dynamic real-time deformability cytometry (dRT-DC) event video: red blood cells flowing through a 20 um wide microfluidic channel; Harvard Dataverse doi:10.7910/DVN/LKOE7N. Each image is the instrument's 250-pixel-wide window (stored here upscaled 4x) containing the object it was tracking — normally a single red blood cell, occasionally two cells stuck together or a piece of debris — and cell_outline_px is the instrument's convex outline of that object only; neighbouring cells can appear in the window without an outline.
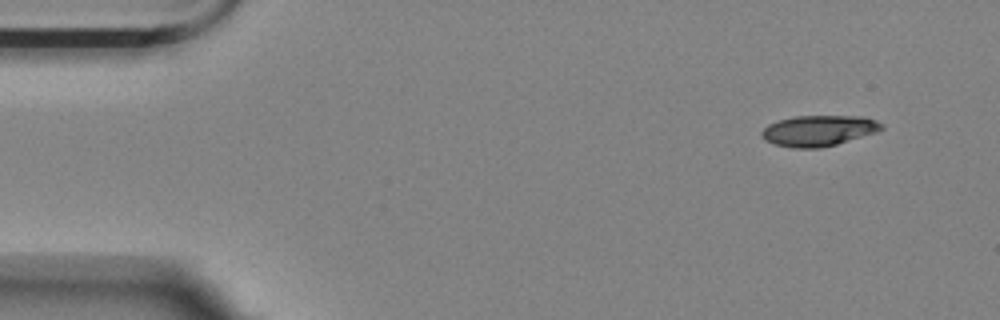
{"species": "Egyptian fruit bat (a non-hibernating species)", "species_latin": "Rousettus aegyptiacus", "temperature_condition": "room temperature", "stored_images_in_passage": 11, "camera_frame_rate_fps": 3000, "um_per_image_px": 0.085, "animal": {"sex": "female"}, "frame": {"image": 1, "passage_image": 1, "time_ms": 0.0, "image_size_px": [1000, 320], "cell_outline_px": [[884, 128], [876, 132], [836, 144], [820, 148], [792, 148], [776, 144], [764, 140], [760, 136], [760, 132], [768, 124], [776, 120], [796, 116], [864, 116], [876, 120], [884, 124]], "centroid_in_image_um": [69.56, 11.1], "position_along_channel_um": 15.4, "area_um2": 21.62}}